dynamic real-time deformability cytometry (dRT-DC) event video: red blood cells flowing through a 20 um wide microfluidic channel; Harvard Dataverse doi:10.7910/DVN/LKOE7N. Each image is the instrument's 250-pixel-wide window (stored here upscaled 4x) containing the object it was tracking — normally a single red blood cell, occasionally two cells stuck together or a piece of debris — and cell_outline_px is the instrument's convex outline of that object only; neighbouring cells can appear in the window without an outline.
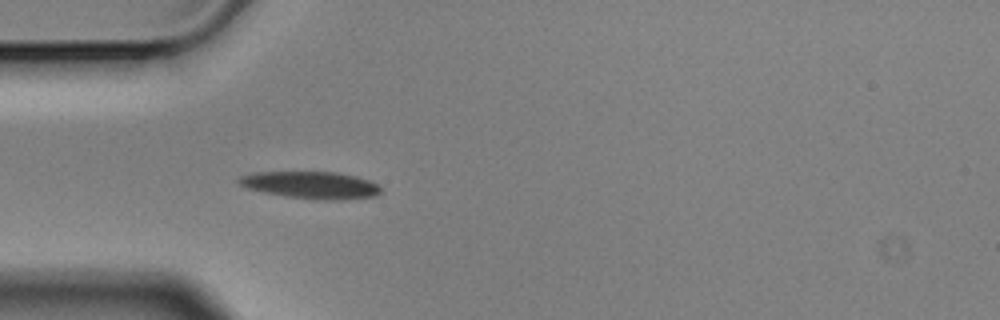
{"species": "Egyptian fruit bat (a non-hibernating species)", "species_latin": "Rousettus aegyptiacus", "temperature_condition": "cold", "stored_images_in_passage": 2, "camera_frame_rate_fps": 3000, "um_per_image_px": 0.085, "animal": {"sex": "male"}, "frame": {"image": 1, "passage_image": 2, "time_ms": 0.333, "image_size_px": [1000, 320], "cell_outline_px": [[380, 192], [372, 196], [344, 200], [316, 200], [284, 196], [264, 192], [248, 188], [236, 184], [236, 180], [240, 176], [256, 172], [336, 172], [356, 176], [368, 180], [376, 184], [380, 188]], "centroid_in_image_um": [26.38, 15.73], "position_along_channel_um": 58.6, "area_um2": 22.48}}